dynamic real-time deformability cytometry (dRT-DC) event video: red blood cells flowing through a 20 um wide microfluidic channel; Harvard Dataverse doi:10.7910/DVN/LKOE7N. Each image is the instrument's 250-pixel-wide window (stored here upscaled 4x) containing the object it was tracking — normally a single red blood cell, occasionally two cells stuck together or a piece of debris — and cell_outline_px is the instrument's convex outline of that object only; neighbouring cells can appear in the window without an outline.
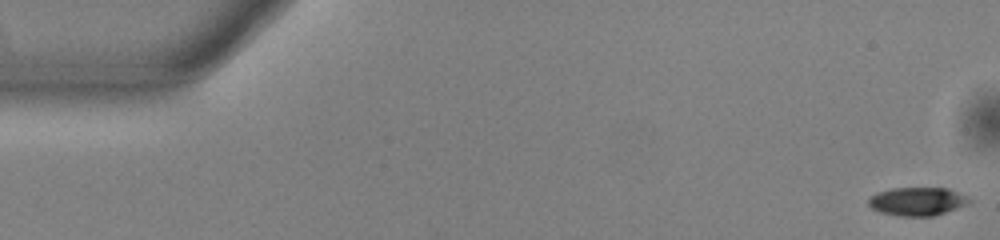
{"species": "common noctule bat (a hibernating species)", "species_latin": "Nyctalus noctula", "temperature_condition": "warm", "stored_images_in_passage": 50, "camera_frame_rate_fps": 3000, "um_per_image_px": 0.085, "animal": {"sex": "male", "body_mass_g": 13.0, "forearm_length_mm": 53.1}, "frame": {"image": 1, "passage_image": 1, "time_ms": 0.0, "image_size_px": [1000, 240], "cell_outline_px": [[972, 200], [956, 208], [932, 216], [900, 216], [880, 212], [872, 208], [868, 204], [868, 200], [876, 192], [892, 188], [948, 188]], "centroid_in_image_um": [77.91, 17.11], "position_along_channel_um": 7.1, "area_um2": 16.3}}
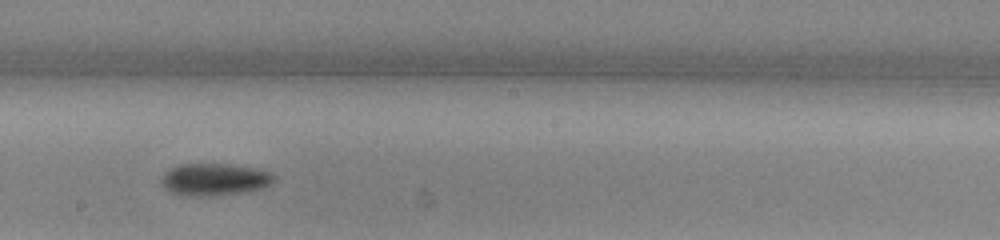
{"frame": {"image": 2, "passage_image": 29, "time_ms": 9.333, "image_size_px": [1000, 240], "cell_outline_px": [[276, 176], [272, 184], [260, 188], [236, 192], [172, 192], [160, 184], [160, 176], [168, 168], [180, 164], [228, 164], [256, 168], [272, 172]], "centroid_in_image_um": [18.25, 15.15], "position_along_channel_um": 229.9, "area_um2": 19.88}}
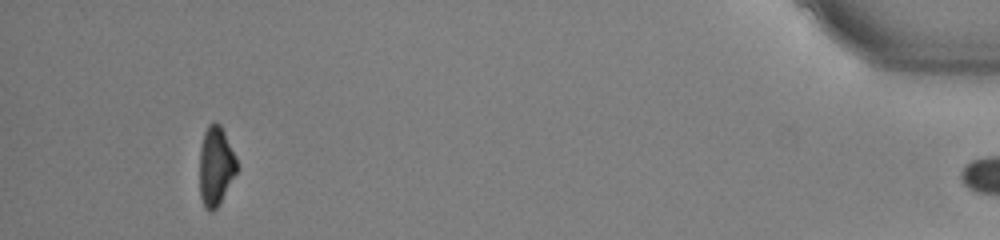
{"frame": {"image": 3, "passage_image": 49, "time_ms": 16.0, "image_size_px": [1000, 240], "cell_outline_px": [[236, 172], [216, 208], [212, 212], [208, 212], [204, 208], [200, 196], [200, 148], [204, 132], [208, 124], [212, 120], [216, 120], [220, 124], [236, 156]], "centroid_in_image_um": [18.31, 14.08], "position_along_channel_um": 416.9, "area_um2": 17.11}, "authors_computed_cell_mechanics": {"area_um2": 18.7272, "velocity_mm_per_s": 3.94, "shape_relaxation_time_tau1_ms": 2.1749, "shape_relaxation_time_tau2_ms": null, "deformation_change_tau1": 0.131, "deformation_change_tau2": null}}